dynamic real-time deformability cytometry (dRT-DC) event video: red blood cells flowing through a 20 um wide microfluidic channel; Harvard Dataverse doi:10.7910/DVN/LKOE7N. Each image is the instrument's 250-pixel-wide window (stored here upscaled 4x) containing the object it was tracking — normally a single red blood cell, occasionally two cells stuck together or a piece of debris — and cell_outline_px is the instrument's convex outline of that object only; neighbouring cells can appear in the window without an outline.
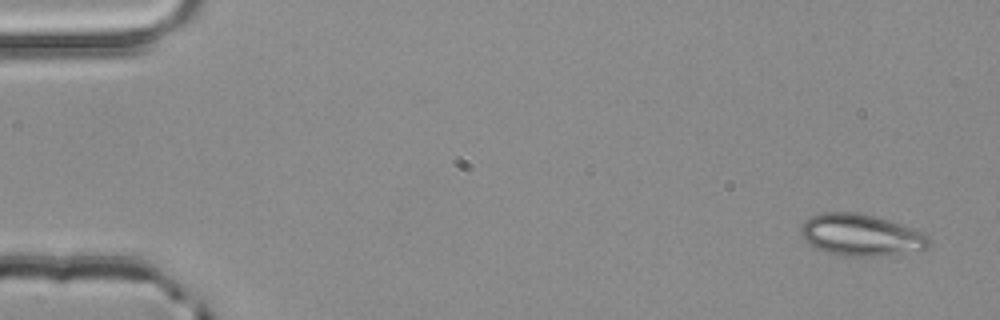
{"species": "common noctule bat (a hibernating species)", "species_latin": "Nyctalus noctula", "temperature_condition": "room temperature", "stored_images_in_passage": 3, "camera_frame_rate_fps": 3000, "um_per_image_px": 0.085, "animal": {"sex": "male", "body_mass_g": 20.4}, "frame": {"image": 1, "passage_image": 1, "time_ms": 0.0, "image_size_px": [1000, 320], "cell_outline_px": [[928, 248], [920, 252], [880, 256], [836, 256], [816, 248], [804, 240], [800, 232], [800, 224], [804, 220], [812, 216], [824, 212], [856, 212], [888, 220], [924, 232], [928, 236]], "centroid_in_image_um": [73.18, 20.0], "position_along_channel_um": 11.8, "area_um2": 31.56}}